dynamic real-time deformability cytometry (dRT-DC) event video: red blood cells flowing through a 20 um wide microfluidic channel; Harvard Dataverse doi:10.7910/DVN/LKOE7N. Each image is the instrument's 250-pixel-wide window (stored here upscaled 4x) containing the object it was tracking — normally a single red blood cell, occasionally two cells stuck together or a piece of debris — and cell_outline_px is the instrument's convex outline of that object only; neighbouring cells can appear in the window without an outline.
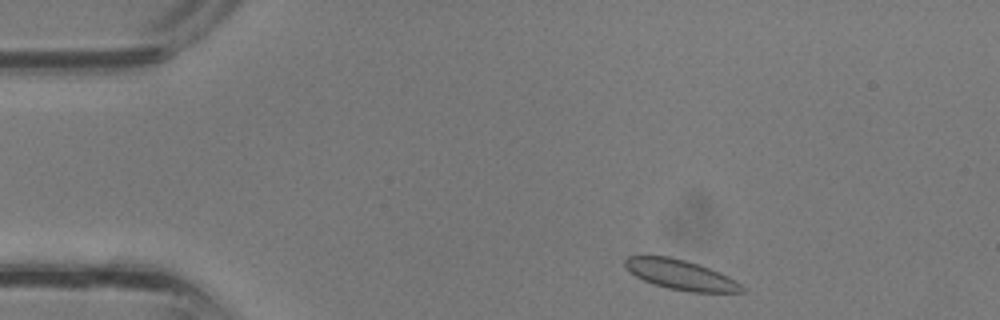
{"species": "common noctule bat (a hibernating species)", "species_latin": "Nyctalus noctula", "temperature_condition": "room temperature", "stored_images_in_passage": 32, "camera_frame_rate_fps": 3000, "um_per_image_px": 0.085, "animal": {"sex": "male", "body_mass_g": 13.3}, "frame": {"image": 1, "passage_image": 2, "time_ms": 0.333, "image_size_px": [1000, 320], "cell_outline_px": [[744, 292], [692, 292], [668, 288], [644, 280], [636, 276], [624, 264], [624, 260], [628, 256], [668, 256], [684, 260], [708, 268], [728, 276], [736, 280], [744, 288]], "centroid_in_image_um": [57.87, 23.36], "position_along_channel_um": 27.1, "area_um2": 19.88}}
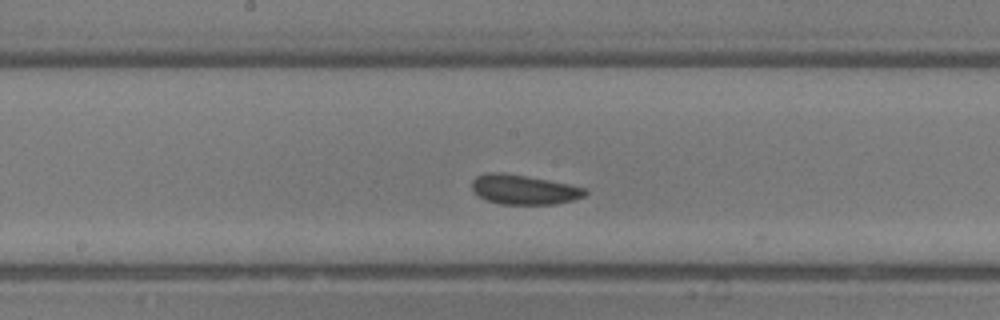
{"frame": {"image": 2, "passage_image": 15, "time_ms": 4.667, "image_size_px": [1000, 320], "cell_outline_px": [[588, 192], [584, 196], [572, 200], [552, 204], [500, 204], [484, 200], [472, 192], [472, 180], [476, 176], [488, 172], [500, 172], [524, 176], [568, 184], [588, 188]], "centroid_in_image_um": [44.48, 16.12], "position_along_channel_um": 203.7, "area_um2": 19.54}}
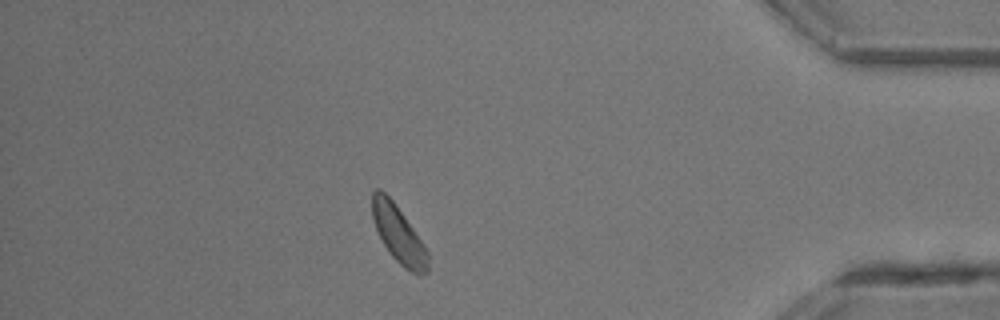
{"frame": {"image": 3, "passage_image": 28, "time_ms": 9.0, "image_size_px": [1000, 320], "cell_outline_px": [[428, 272], [412, 272], [404, 268], [392, 256], [384, 244], [376, 228], [372, 216], [372, 192], [376, 188], [380, 188], [392, 200], [424, 244], [428, 252]], "centroid_in_image_um": [33.86, 19.89], "position_along_channel_um": 401.3, "area_um2": 18.03}}